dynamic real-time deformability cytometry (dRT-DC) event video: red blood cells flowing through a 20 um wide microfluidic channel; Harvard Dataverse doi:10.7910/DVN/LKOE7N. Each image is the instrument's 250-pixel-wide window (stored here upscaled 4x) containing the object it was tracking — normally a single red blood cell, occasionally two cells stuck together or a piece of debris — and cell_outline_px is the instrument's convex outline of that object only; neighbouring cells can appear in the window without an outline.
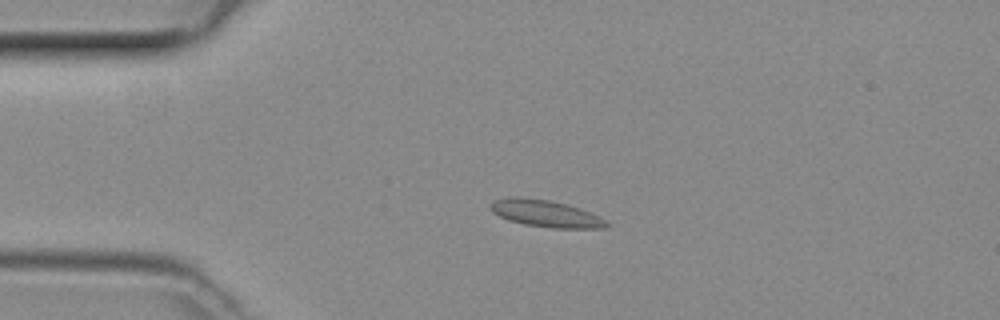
{"species": "common noctule bat (a hibernating species)", "species_latin": "Nyctalus noctula", "temperature_condition": "room temperature", "stored_images_in_passage": 38, "camera_frame_rate_fps": 3000, "um_per_image_px": 0.085, "animal": {"sex": "female", "body_mass_g": 29.2, "forearm_length_mm": 56.3}, "frame": {"image": 1, "passage_image": 1, "time_ms": 0.0, "image_size_px": [1000, 320], "cell_outline_px": [[608, 224], [604, 228], [552, 228], [524, 224], [508, 220], [492, 212], [488, 208], [488, 204], [496, 200], [512, 196], [548, 200], [580, 208], [600, 216]], "centroid_in_image_um": [46.34, 18.15], "position_along_channel_um": 38.7, "area_um2": 18.03}}
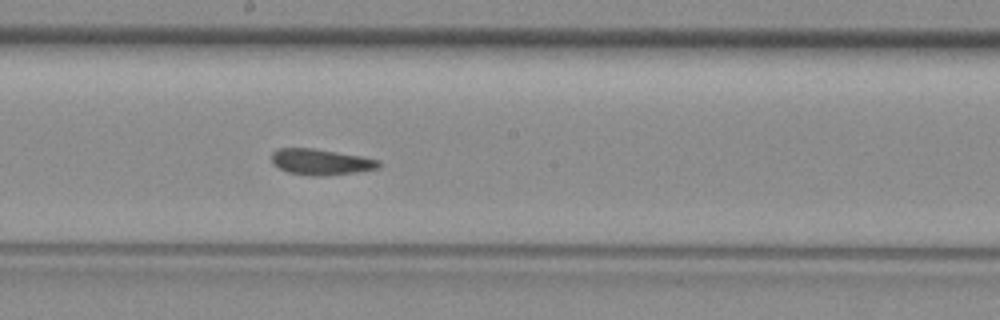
{"frame": {"image": 2, "passage_image": 16, "time_ms": 5.0, "image_size_px": [1000, 320], "cell_outline_px": [[380, 168], [356, 172], [320, 176], [308, 176], [288, 172], [272, 164], [272, 152], [276, 148], [312, 148], [364, 156], [380, 160]], "centroid_in_image_um": [27.28, 13.76], "position_along_channel_um": 220.9, "area_um2": 16.36}}
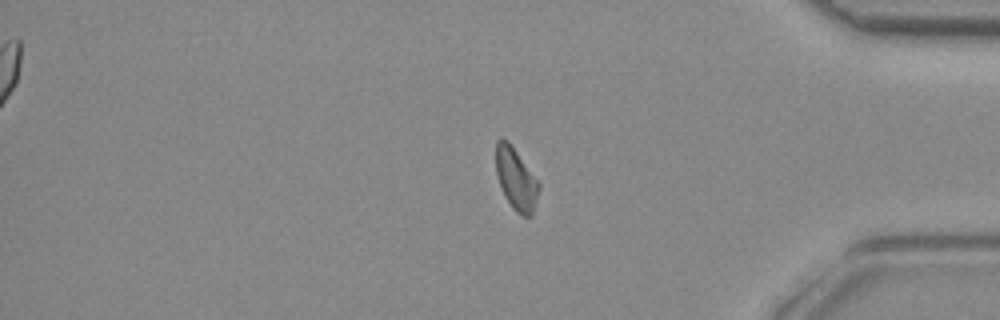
{"frame": {"image": 3, "passage_image": 30, "time_ms": 9.667, "image_size_px": [1000, 320], "cell_outline_px": [[540, 188], [532, 216], [524, 216], [516, 212], [512, 208], [504, 196], [496, 172], [496, 140], [500, 136], [504, 136], [508, 140], [540, 184]], "centroid_in_image_um": [43.85, 15.2], "position_along_channel_um": 391.4, "area_um2": 15.55}}